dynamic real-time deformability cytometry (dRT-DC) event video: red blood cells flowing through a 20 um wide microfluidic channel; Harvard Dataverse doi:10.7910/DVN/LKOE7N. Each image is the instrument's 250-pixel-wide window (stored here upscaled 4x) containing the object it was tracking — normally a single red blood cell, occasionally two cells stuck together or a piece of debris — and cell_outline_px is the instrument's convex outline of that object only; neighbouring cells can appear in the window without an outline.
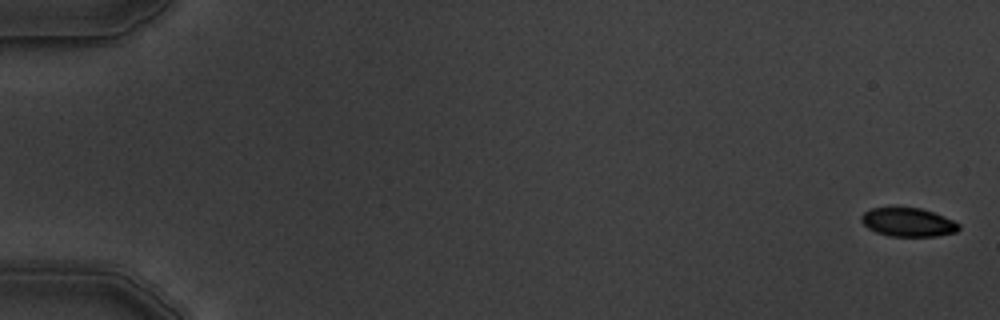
{"species": "common noctule bat (a hibernating species)", "species_latin": "Nyctalus noctula", "temperature_condition": "warm", "stored_images_in_passage": 6, "camera_frame_rate_fps": 3000, "um_per_image_px": 0.085, "animal": {"sex": "male", "body_mass_g": 19.5, "forearm_length_mm": 54.6}, "frame": {"image": 1, "passage_image": 1, "time_ms": 0.0, "image_size_px": [1000, 320], "cell_outline_px": [[960, 228], [956, 232], [936, 236], [888, 236], [876, 232], [868, 228], [860, 220], [860, 216], [864, 212], [872, 208], [920, 208], [944, 216], [960, 224]], "centroid_in_image_um": [77.18, 18.9], "position_along_channel_um": 7.8, "area_um2": 16.18}}
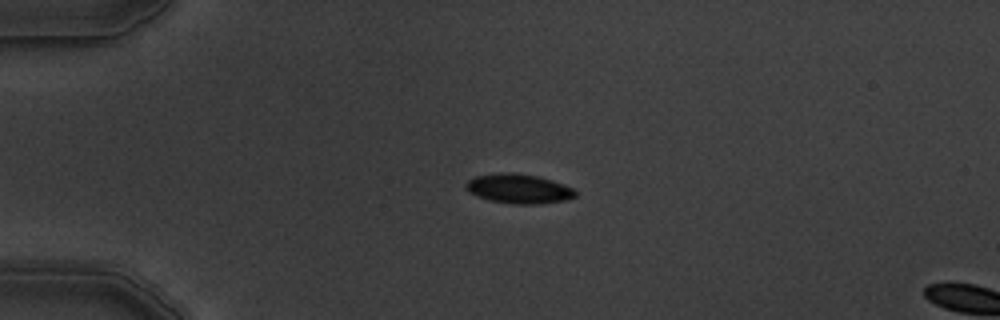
{"frame": {"image": 2, "passage_image": 5, "time_ms": 4.333, "image_size_px": [1000, 320], "cell_outline_px": [[576, 196], [568, 200], [540, 204], [512, 204], [488, 200], [476, 196], [468, 192], [464, 188], [464, 184], [468, 180], [476, 176], [500, 172], [512, 172], [540, 176], [564, 184], [572, 188], [576, 192]], "centroid_in_image_um": [44.07, 16.04], "position_along_channel_um": 40.9, "area_um2": 19.19}}